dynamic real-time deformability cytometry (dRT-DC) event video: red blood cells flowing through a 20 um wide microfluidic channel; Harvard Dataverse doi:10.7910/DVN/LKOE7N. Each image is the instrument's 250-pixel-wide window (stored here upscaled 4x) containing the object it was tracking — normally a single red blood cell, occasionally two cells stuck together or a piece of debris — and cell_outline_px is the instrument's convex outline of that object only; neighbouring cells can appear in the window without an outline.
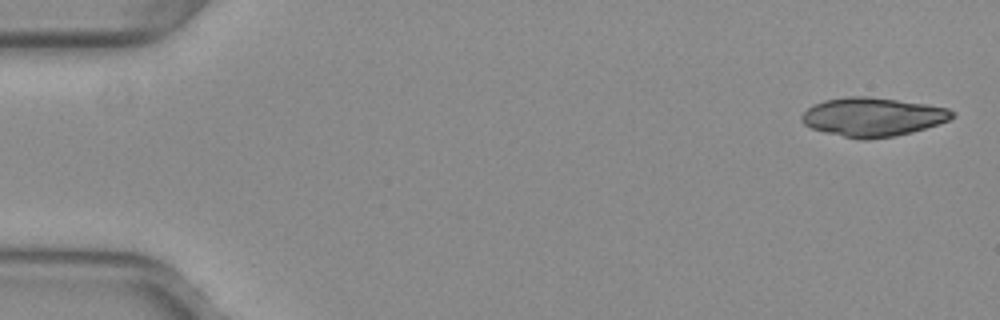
{"species": "common noctule bat (a hibernating species)", "species_latin": "Nyctalus noctula", "temperature_condition": "warm", "stored_images_in_passage": 13, "camera_frame_rate_fps": 3000, "um_per_image_px": 0.085, "animal": {"sex": "female", "body_mass_g": 29.2, "forearm_length_mm": 56.3}, "frame": {"image": 1, "passage_image": 1, "time_ms": 0.0, "image_size_px": [1000, 320], "cell_outline_px": [[956, 116], [948, 120], [912, 132], [896, 136], [868, 140], [860, 140], [824, 132], [812, 128], [804, 124], [800, 120], [800, 116], [812, 104], [824, 100], [848, 96], [868, 96], [928, 104], [948, 108], [956, 112]], "centroid_in_image_um": [74.17, 9.94], "position_along_channel_um": 10.8, "area_um2": 34.28}}